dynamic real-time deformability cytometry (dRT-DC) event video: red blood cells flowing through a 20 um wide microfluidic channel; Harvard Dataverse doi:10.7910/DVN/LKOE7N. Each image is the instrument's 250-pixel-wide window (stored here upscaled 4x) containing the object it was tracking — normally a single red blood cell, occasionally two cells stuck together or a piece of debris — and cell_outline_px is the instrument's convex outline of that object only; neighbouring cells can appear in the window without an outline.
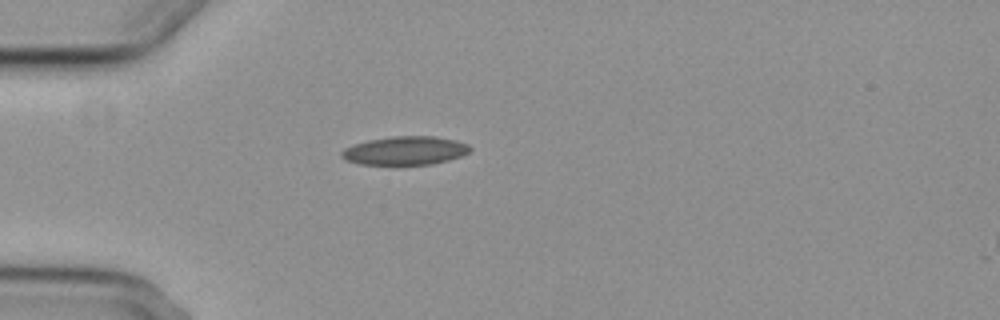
{"species": "common noctule bat (a hibernating species)", "species_latin": "Nyctalus noctula", "temperature_condition": "cold", "stored_images_in_passage": 1, "camera_frame_rate_fps": 3000, "um_per_image_px": 0.085, "animal": {"sex": "female", "body_mass_g": 29.2, "forearm_length_mm": 56.3}, "frame": {"image": 1, "passage_image": 1, "time_ms": 0.0, "image_size_px": [1000, 320], "cell_outline_px": [[472, 148], [468, 152], [460, 156], [448, 160], [432, 164], [360, 164], [344, 160], [340, 156], [340, 152], [344, 148], [368, 140], [392, 136], [436, 136], [456, 140], [468, 144]], "centroid_in_image_um": [34.43, 12.79], "position_along_channel_um": 50.6, "area_um2": 21.33}}